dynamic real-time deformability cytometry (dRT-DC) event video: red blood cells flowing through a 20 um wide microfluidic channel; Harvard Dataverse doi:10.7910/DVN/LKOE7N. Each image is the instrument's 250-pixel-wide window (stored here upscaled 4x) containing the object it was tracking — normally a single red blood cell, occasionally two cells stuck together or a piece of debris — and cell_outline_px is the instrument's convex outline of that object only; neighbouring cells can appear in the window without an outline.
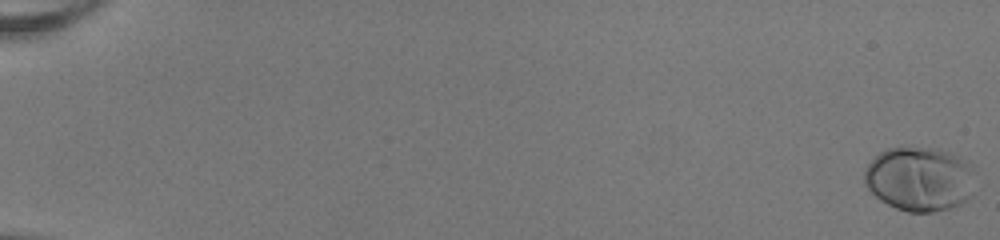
{"species": "human", "species_latin": "Homo sapiens", "temperature_condition": "room temperature", "stored_images_in_passage": 54, "camera_frame_rate_fps": 3000, "um_per_image_px": 0.085, "donor": {"sex": "female"}, "frame": {"image": 1, "passage_image": 1, "time_ms": 0.0, "image_size_px": [1000, 240], "cell_outline_px": [[972, 196], [968, 200], [960, 204], [948, 208], [932, 212], [908, 212], [896, 208], [880, 200], [864, 184], [864, 172], [868, 164], [880, 152], [888, 148], [936, 148], [952, 152], [968, 160], [972, 168]], "centroid_in_image_um": [78.17, 15.21], "position_along_channel_um": 6.8, "area_um2": 41.62}}
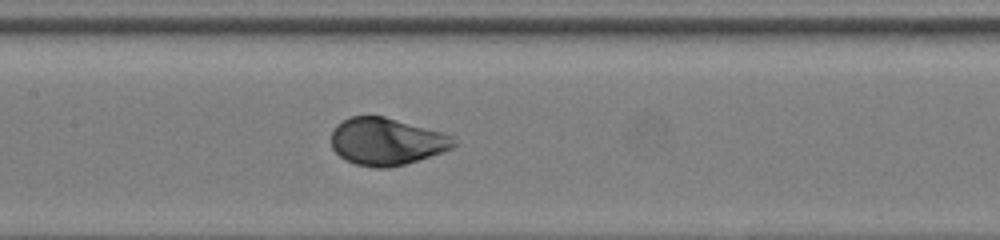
{"frame": {"image": 2, "passage_image": 29, "time_ms": 9.333, "image_size_px": [1000, 240], "cell_outline_px": [[456, 144], [452, 148], [404, 164], [388, 168], [376, 168], [356, 164], [344, 160], [332, 148], [332, 132], [336, 124], [348, 116], [384, 116], [444, 132], [452, 136]], "centroid_in_image_um": [32.82, 12.01], "position_along_channel_um": 174.6, "area_um2": 33.64}}
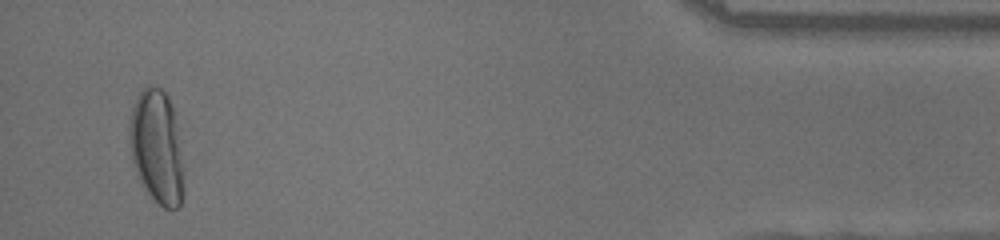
{"frame": {"image": 3, "passage_image": 52, "time_ms": 17.0, "image_size_px": [1000, 240], "cell_outline_px": [[184, 192], [180, 204], [176, 208], [164, 208], [144, 188], [140, 180], [132, 160], [128, 136], [128, 124], [132, 108], [136, 96], [148, 84], [152, 84], [160, 88], [168, 96], [176, 116], [184, 168]], "centroid_in_image_um": [13.34, 12.45], "position_along_channel_um": 421.9, "area_um2": 36.59}, "authors_computed_cell_mechanics": {"area_um2": 35.1713, "velocity_mm_per_s": 4.0146, "shape_relaxation_time_tau1_ms": 2.6322, "shape_relaxation_time_tau2_ms": null, "deformation_change_tau1": 0.1606, "deformation_change_tau2": null}}